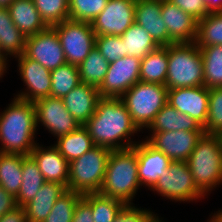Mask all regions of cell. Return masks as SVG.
<instances>
[{"instance_id": "6da1fadb", "label": "cell", "mask_w": 222, "mask_h": 222, "mask_svg": "<svg viewBox=\"0 0 222 222\" xmlns=\"http://www.w3.org/2000/svg\"><path fill=\"white\" fill-rule=\"evenodd\" d=\"M95 146L111 150L132 148L133 138L142 132L133 122L128 109L120 98H101L93 116L83 125Z\"/></svg>"}, {"instance_id": "7a4b0ae2", "label": "cell", "mask_w": 222, "mask_h": 222, "mask_svg": "<svg viewBox=\"0 0 222 222\" xmlns=\"http://www.w3.org/2000/svg\"><path fill=\"white\" fill-rule=\"evenodd\" d=\"M0 112V152L30 155L38 144L34 103L12 98Z\"/></svg>"}, {"instance_id": "3957f363", "label": "cell", "mask_w": 222, "mask_h": 222, "mask_svg": "<svg viewBox=\"0 0 222 222\" xmlns=\"http://www.w3.org/2000/svg\"><path fill=\"white\" fill-rule=\"evenodd\" d=\"M141 184L138 179L137 143L124 150H112L99 193L133 204Z\"/></svg>"}, {"instance_id": "277c9868", "label": "cell", "mask_w": 222, "mask_h": 222, "mask_svg": "<svg viewBox=\"0 0 222 222\" xmlns=\"http://www.w3.org/2000/svg\"><path fill=\"white\" fill-rule=\"evenodd\" d=\"M186 163L197 188L210 195L222 185V135L203 134Z\"/></svg>"}, {"instance_id": "5b68a950", "label": "cell", "mask_w": 222, "mask_h": 222, "mask_svg": "<svg viewBox=\"0 0 222 222\" xmlns=\"http://www.w3.org/2000/svg\"><path fill=\"white\" fill-rule=\"evenodd\" d=\"M168 89L204 86L203 60L195 42L173 43L167 46Z\"/></svg>"}, {"instance_id": "8992f818", "label": "cell", "mask_w": 222, "mask_h": 222, "mask_svg": "<svg viewBox=\"0 0 222 222\" xmlns=\"http://www.w3.org/2000/svg\"><path fill=\"white\" fill-rule=\"evenodd\" d=\"M120 99L128 109L133 122L142 131L168 103V88L160 83L138 81Z\"/></svg>"}, {"instance_id": "52a82bcc", "label": "cell", "mask_w": 222, "mask_h": 222, "mask_svg": "<svg viewBox=\"0 0 222 222\" xmlns=\"http://www.w3.org/2000/svg\"><path fill=\"white\" fill-rule=\"evenodd\" d=\"M111 152L112 150L107 147L95 146L69 162V179L66 189L82 195L99 192Z\"/></svg>"}, {"instance_id": "ba28073f", "label": "cell", "mask_w": 222, "mask_h": 222, "mask_svg": "<svg viewBox=\"0 0 222 222\" xmlns=\"http://www.w3.org/2000/svg\"><path fill=\"white\" fill-rule=\"evenodd\" d=\"M150 191L175 203L184 201L190 203L205 198L195 185L186 162H172Z\"/></svg>"}, {"instance_id": "9c48e42d", "label": "cell", "mask_w": 222, "mask_h": 222, "mask_svg": "<svg viewBox=\"0 0 222 222\" xmlns=\"http://www.w3.org/2000/svg\"><path fill=\"white\" fill-rule=\"evenodd\" d=\"M52 28L69 64L78 67L95 47L96 34L91 23L67 19Z\"/></svg>"}, {"instance_id": "30bf717a", "label": "cell", "mask_w": 222, "mask_h": 222, "mask_svg": "<svg viewBox=\"0 0 222 222\" xmlns=\"http://www.w3.org/2000/svg\"><path fill=\"white\" fill-rule=\"evenodd\" d=\"M141 59L125 56L109 63L103 82L98 87L101 98H120L140 81Z\"/></svg>"}, {"instance_id": "8fae6325", "label": "cell", "mask_w": 222, "mask_h": 222, "mask_svg": "<svg viewBox=\"0 0 222 222\" xmlns=\"http://www.w3.org/2000/svg\"><path fill=\"white\" fill-rule=\"evenodd\" d=\"M36 125L45 127L57 139L75 131L81 125L68 112L61 98L48 96L34 102Z\"/></svg>"}, {"instance_id": "7c38bea8", "label": "cell", "mask_w": 222, "mask_h": 222, "mask_svg": "<svg viewBox=\"0 0 222 222\" xmlns=\"http://www.w3.org/2000/svg\"><path fill=\"white\" fill-rule=\"evenodd\" d=\"M24 89L14 96L20 100L34 103L37 100L50 96L51 71L37 61L28 58L24 53L15 58Z\"/></svg>"}, {"instance_id": "4fadbf2b", "label": "cell", "mask_w": 222, "mask_h": 222, "mask_svg": "<svg viewBox=\"0 0 222 222\" xmlns=\"http://www.w3.org/2000/svg\"><path fill=\"white\" fill-rule=\"evenodd\" d=\"M136 0H108L91 23L96 36H121L135 22Z\"/></svg>"}, {"instance_id": "5bb4252c", "label": "cell", "mask_w": 222, "mask_h": 222, "mask_svg": "<svg viewBox=\"0 0 222 222\" xmlns=\"http://www.w3.org/2000/svg\"><path fill=\"white\" fill-rule=\"evenodd\" d=\"M204 131H164L144 139L172 162H186Z\"/></svg>"}, {"instance_id": "9a60e30c", "label": "cell", "mask_w": 222, "mask_h": 222, "mask_svg": "<svg viewBox=\"0 0 222 222\" xmlns=\"http://www.w3.org/2000/svg\"><path fill=\"white\" fill-rule=\"evenodd\" d=\"M24 54L50 71L67 63L58 35L52 27L26 37Z\"/></svg>"}, {"instance_id": "2e32d148", "label": "cell", "mask_w": 222, "mask_h": 222, "mask_svg": "<svg viewBox=\"0 0 222 222\" xmlns=\"http://www.w3.org/2000/svg\"><path fill=\"white\" fill-rule=\"evenodd\" d=\"M168 104L191 116L204 128L208 117L209 89L205 86L168 89Z\"/></svg>"}, {"instance_id": "e0dca14e", "label": "cell", "mask_w": 222, "mask_h": 222, "mask_svg": "<svg viewBox=\"0 0 222 222\" xmlns=\"http://www.w3.org/2000/svg\"><path fill=\"white\" fill-rule=\"evenodd\" d=\"M138 179L141 187L150 190L172 161L145 139L137 142Z\"/></svg>"}, {"instance_id": "ac0fdd59", "label": "cell", "mask_w": 222, "mask_h": 222, "mask_svg": "<svg viewBox=\"0 0 222 222\" xmlns=\"http://www.w3.org/2000/svg\"><path fill=\"white\" fill-rule=\"evenodd\" d=\"M30 156L36 162L45 181L57 182L67 188L69 179V162L60 154L54 146L38 144L30 152Z\"/></svg>"}, {"instance_id": "d6986e66", "label": "cell", "mask_w": 222, "mask_h": 222, "mask_svg": "<svg viewBox=\"0 0 222 222\" xmlns=\"http://www.w3.org/2000/svg\"><path fill=\"white\" fill-rule=\"evenodd\" d=\"M162 0H136L135 22L141 25L159 46H168L170 39L166 24L161 17Z\"/></svg>"}, {"instance_id": "ffe728a7", "label": "cell", "mask_w": 222, "mask_h": 222, "mask_svg": "<svg viewBox=\"0 0 222 222\" xmlns=\"http://www.w3.org/2000/svg\"><path fill=\"white\" fill-rule=\"evenodd\" d=\"M161 17L174 43L195 42L197 20L167 0H162Z\"/></svg>"}, {"instance_id": "44dd1931", "label": "cell", "mask_w": 222, "mask_h": 222, "mask_svg": "<svg viewBox=\"0 0 222 222\" xmlns=\"http://www.w3.org/2000/svg\"><path fill=\"white\" fill-rule=\"evenodd\" d=\"M100 99L101 96L97 87L79 83L62 98V101L77 123L84 125L95 113Z\"/></svg>"}, {"instance_id": "7402d4cb", "label": "cell", "mask_w": 222, "mask_h": 222, "mask_svg": "<svg viewBox=\"0 0 222 222\" xmlns=\"http://www.w3.org/2000/svg\"><path fill=\"white\" fill-rule=\"evenodd\" d=\"M66 190V187L60 183L46 181L34 198L23 206L27 221L44 222L50 214L55 201Z\"/></svg>"}, {"instance_id": "603a6c76", "label": "cell", "mask_w": 222, "mask_h": 222, "mask_svg": "<svg viewBox=\"0 0 222 222\" xmlns=\"http://www.w3.org/2000/svg\"><path fill=\"white\" fill-rule=\"evenodd\" d=\"M7 8L15 26L25 37L35 35L48 28L33 0H14Z\"/></svg>"}, {"instance_id": "cb8c5ba5", "label": "cell", "mask_w": 222, "mask_h": 222, "mask_svg": "<svg viewBox=\"0 0 222 222\" xmlns=\"http://www.w3.org/2000/svg\"><path fill=\"white\" fill-rule=\"evenodd\" d=\"M151 133L164 131H204L203 127L191 116L178 112L170 104H166L145 129Z\"/></svg>"}, {"instance_id": "d4e9b609", "label": "cell", "mask_w": 222, "mask_h": 222, "mask_svg": "<svg viewBox=\"0 0 222 222\" xmlns=\"http://www.w3.org/2000/svg\"><path fill=\"white\" fill-rule=\"evenodd\" d=\"M26 37L15 26L7 7H0V53L16 58L25 52Z\"/></svg>"}, {"instance_id": "484cf974", "label": "cell", "mask_w": 222, "mask_h": 222, "mask_svg": "<svg viewBox=\"0 0 222 222\" xmlns=\"http://www.w3.org/2000/svg\"><path fill=\"white\" fill-rule=\"evenodd\" d=\"M120 37L123 41L124 53L126 56L143 59L147 54L160 47L150 34L136 22H134Z\"/></svg>"}, {"instance_id": "4316f807", "label": "cell", "mask_w": 222, "mask_h": 222, "mask_svg": "<svg viewBox=\"0 0 222 222\" xmlns=\"http://www.w3.org/2000/svg\"><path fill=\"white\" fill-rule=\"evenodd\" d=\"M53 145L68 162L79 158L95 147L92 138L83 125L75 131L59 137Z\"/></svg>"}, {"instance_id": "83f0119b", "label": "cell", "mask_w": 222, "mask_h": 222, "mask_svg": "<svg viewBox=\"0 0 222 222\" xmlns=\"http://www.w3.org/2000/svg\"><path fill=\"white\" fill-rule=\"evenodd\" d=\"M45 182L34 159L30 155H26L22 164L21 187L15 197L17 206L23 207L29 203Z\"/></svg>"}, {"instance_id": "f1b7e54d", "label": "cell", "mask_w": 222, "mask_h": 222, "mask_svg": "<svg viewBox=\"0 0 222 222\" xmlns=\"http://www.w3.org/2000/svg\"><path fill=\"white\" fill-rule=\"evenodd\" d=\"M167 71V46H160L141 59L140 81L165 85Z\"/></svg>"}, {"instance_id": "f546056e", "label": "cell", "mask_w": 222, "mask_h": 222, "mask_svg": "<svg viewBox=\"0 0 222 222\" xmlns=\"http://www.w3.org/2000/svg\"><path fill=\"white\" fill-rule=\"evenodd\" d=\"M26 155L0 152V186L14 197L22 183V164Z\"/></svg>"}, {"instance_id": "4dcf8cb0", "label": "cell", "mask_w": 222, "mask_h": 222, "mask_svg": "<svg viewBox=\"0 0 222 222\" xmlns=\"http://www.w3.org/2000/svg\"><path fill=\"white\" fill-rule=\"evenodd\" d=\"M109 62L94 47L78 66L80 82L99 87L108 71Z\"/></svg>"}, {"instance_id": "1f68e13d", "label": "cell", "mask_w": 222, "mask_h": 222, "mask_svg": "<svg viewBox=\"0 0 222 222\" xmlns=\"http://www.w3.org/2000/svg\"><path fill=\"white\" fill-rule=\"evenodd\" d=\"M203 60L204 86L222 87V45L199 47Z\"/></svg>"}, {"instance_id": "d6a6232c", "label": "cell", "mask_w": 222, "mask_h": 222, "mask_svg": "<svg viewBox=\"0 0 222 222\" xmlns=\"http://www.w3.org/2000/svg\"><path fill=\"white\" fill-rule=\"evenodd\" d=\"M195 43L198 47L222 45V11L209 13L197 21Z\"/></svg>"}, {"instance_id": "836d02e7", "label": "cell", "mask_w": 222, "mask_h": 222, "mask_svg": "<svg viewBox=\"0 0 222 222\" xmlns=\"http://www.w3.org/2000/svg\"><path fill=\"white\" fill-rule=\"evenodd\" d=\"M82 197L91 205L94 222H113L125 205L122 201L99 192L83 194Z\"/></svg>"}, {"instance_id": "e575fe53", "label": "cell", "mask_w": 222, "mask_h": 222, "mask_svg": "<svg viewBox=\"0 0 222 222\" xmlns=\"http://www.w3.org/2000/svg\"><path fill=\"white\" fill-rule=\"evenodd\" d=\"M80 82L78 67L65 63L51 71V97L64 98Z\"/></svg>"}, {"instance_id": "d590c367", "label": "cell", "mask_w": 222, "mask_h": 222, "mask_svg": "<svg viewBox=\"0 0 222 222\" xmlns=\"http://www.w3.org/2000/svg\"><path fill=\"white\" fill-rule=\"evenodd\" d=\"M33 2L48 27L69 19V0H33Z\"/></svg>"}, {"instance_id": "8d00e7d4", "label": "cell", "mask_w": 222, "mask_h": 222, "mask_svg": "<svg viewBox=\"0 0 222 222\" xmlns=\"http://www.w3.org/2000/svg\"><path fill=\"white\" fill-rule=\"evenodd\" d=\"M82 194L66 190L54 203V206L44 222H72L74 210Z\"/></svg>"}, {"instance_id": "74e56055", "label": "cell", "mask_w": 222, "mask_h": 222, "mask_svg": "<svg viewBox=\"0 0 222 222\" xmlns=\"http://www.w3.org/2000/svg\"><path fill=\"white\" fill-rule=\"evenodd\" d=\"M108 0H69V19L92 23Z\"/></svg>"}, {"instance_id": "f35d334b", "label": "cell", "mask_w": 222, "mask_h": 222, "mask_svg": "<svg viewBox=\"0 0 222 222\" xmlns=\"http://www.w3.org/2000/svg\"><path fill=\"white\" fill-rule=\"evenodd\" d=\"M204 134L222 135V87L209 89V109Z\"/></svg>"}, {"instance_id": "ab89813d", "label": "cell", "mask_w": 222, "mask_h": 222, "mask_svg": "<svg viewBox=\"0 0 222 222\" xmlns=\"http://www.w3.org/2000/svg\"><path fill=\"white\" fill-rule=\"evenodd\" d=\"M95 47L109 63L126 56L124 53L123 41L120 36H96Z\"/></svg>"}, {"instance_id": "60d3db41", "label": "cell", "mask_w": 222, "mask_h": 222, "mask_svg": "<svg viewBox=\"0 0 222 222\" xmlns=\"http://www.w3.org/2000/svg\"><path fill=\"white\" fill-rule=\"evenodd\" d=\"M152 210L134 206L133 204H125L115 216L113 222H145L152 214Z\"/></svg>"}, {"instance_id": "b9f144b4", "label": "cell", "mask_w": 222, "mask_h": 222, "mask_svg": "<svg viewBox=\"0 0 222 222\" xmlns=\"http://www.w3.org/2000/svg\"><path fill=\"white\" fill-rule=\"evenodd\" d=\"M167 1L176 5L187 14L191 15L197 21L202 20L206 15L209 14L203 0H167Z\"/></svg>"}, {"instance_id": "7bdbcfd3", "label": "cell", "mask_w": 222, "mask_h": 222, "mask_svg": "<svg viewBox=\"0 0 222 222\" xmlns=\"http://www.w3.org/2000/svg\"><path fill=\"white\" fill-rule=\"evenodd\" d=\"M72 222H94L91 205L83 197L76 204Z\"/></svg>"}, {"instance_id": "ee69618b", "label": "cell", "mask_w": 222, "mask_h": 222, "mask_svg": "<svg viewBox=\"0 0 222 222\" xmlns=\"http://www.w3.org/2000/svg\"><path fill=\"white\" fill-rule=\"evenodd\" d=\"M17 206L16 199L0 186V218Z\"/></svg>"}, {"instance_id": "f6af8a7d", "label": "cell", "mask_w": 222, "mask_h": 222, "mask_svg": "<svg viewBox=\"0 0 222 222\" xmlns=\"http://www.w3.org/2000/svg\"><path fill=\"white\" fill-rule=\"evenodd\" d=\"M0 222H28L24 208L21 206H16L14 209L4 214L0 218Z\"/></svg>"}, {"instance_id": "bcb514c9", "label": "cell", "mask_w": 222, "mask_h": 222, "mask_svg": "<svg viewBox=\"0 0 222 222\" xmlns=\"http://www.w3.org/2000/svg\"><path fill=\"white\" fill-rule=\"evenodd\" d=\"M7 59L8 58L4 54L0 53V80L4 77L3 75L7 73V70H9L8 67H10L8 66V61H10V59Z\"/></svg>"}, {"instance_id": "7dc6e473", "label": "cell", "mask_w": 222, "mask_h": 222, "mask_svg": "<svg viewBox=\"0 0 222 222\" xmlns=\"http://www.w3.org/2000/svg\"><path fill=\"white\" fill-rule=\"evenodd\" d=\"M208 13L218 12V0H203Z\"/></svg>"}, {"instance_id": "c3c4849f", "label": "cell", "mask_w": 222, "mask_h": 222, "mask_svg": "<svg viewBox=\"0 0 222 222\" xmlns=\"http://www.w3.org/2000/svg\"><path fill=\"white\" fill-rule=\"evenodd\" d=\"M145 222H165V221L163 220V218H162V219L159 218V216H158L157 213L155 214V212H153V213L147 218V220H146Z\"/></svg>"}, {"instance_id": "681fc988", "label": "cell", "mask_w": 222, "mask_h": 222, "mask_svg": "<svg viewBox=\"0 0 222 222\" xmlns=\"http://www.w3.org/2000/svg\"><path fill=\"white\" fill-rule=\"evenodd\" d=\"M212 215V216H211ZM215 222H222V209L209 215Z\"/></svg>"}, {"instance_id": "f907efd6", "label": "cell", "mask_w": 222, "mask_h": 222, "mask_svg": "<svg viewBox=\"0 0 222 222\" xmlns=\"http://www.w3.org/2000/svg\"><path fill=\"white\" fill-rule=\"evenodd\" d=\"M14 0H0V7H8Z\"/></svg>"}, {"instance_id": "816d5d0a", "label": "cell", "mask_w": 222, "mask_h": 222, "mask_svg": "<svg viewBox=\"0 0 222 222\" xmlns=\"http://www.w3.org/2000/svg\"><path fill=\"white\" fill-rule=\"evenodd\" d=\"M222 11V0H218V12Z\"/></svg>"}, {"instance_id": "f5cc1de1", "label": "cell", "mask_w": 222, "mask_h": 222, "mask_svg": "<svg viewBox=\"0 0 222 222\" xmlns=\"http://www.w3.org/2000/svg\"><path fill=\"white\" fill-rule=\"evenodd\" d=\"M207 221L208 222H215L211 217Z\"/></svg>"}]
</instances>
